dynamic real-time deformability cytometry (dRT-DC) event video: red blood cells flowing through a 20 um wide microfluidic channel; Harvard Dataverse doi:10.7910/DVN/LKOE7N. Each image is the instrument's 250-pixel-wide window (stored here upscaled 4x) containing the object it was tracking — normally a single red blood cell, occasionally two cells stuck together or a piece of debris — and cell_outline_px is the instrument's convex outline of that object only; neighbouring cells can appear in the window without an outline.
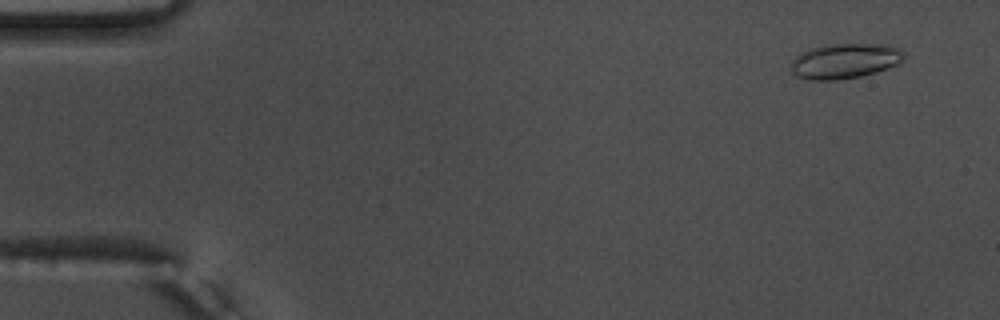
{"species": "common noctule bat (a hibernating species)", "species_latin": "Nyctalus noctula", "temperature_condition": "warm", "stored_images_in_passage": 7, "camera_frame_rate_fps": 3000, "um_per_image_px": 0.085, "animal": {"sex": "male", "body_mass_g": 17.5, "forearm_length_mm": 52.3}, "frame": {"image": 1, "passage_image": 4, "time_ms": 1.0, "image_size_px": [1000, 320], "cell_outline_px": [[904, 56], [896, 64], [888, 68], [876, 72], [860, 76], [836, 80], [808, 80], [796, 76], [792, 72], [792, 64], [796, 56], [812, 48], [836, 44], [888, 44], [900, 48], [904, 52]], "centroid_in_image_um": [71.84, 5.19], "position_along_channel_um": 13.2, "area_um2": 22.83}}